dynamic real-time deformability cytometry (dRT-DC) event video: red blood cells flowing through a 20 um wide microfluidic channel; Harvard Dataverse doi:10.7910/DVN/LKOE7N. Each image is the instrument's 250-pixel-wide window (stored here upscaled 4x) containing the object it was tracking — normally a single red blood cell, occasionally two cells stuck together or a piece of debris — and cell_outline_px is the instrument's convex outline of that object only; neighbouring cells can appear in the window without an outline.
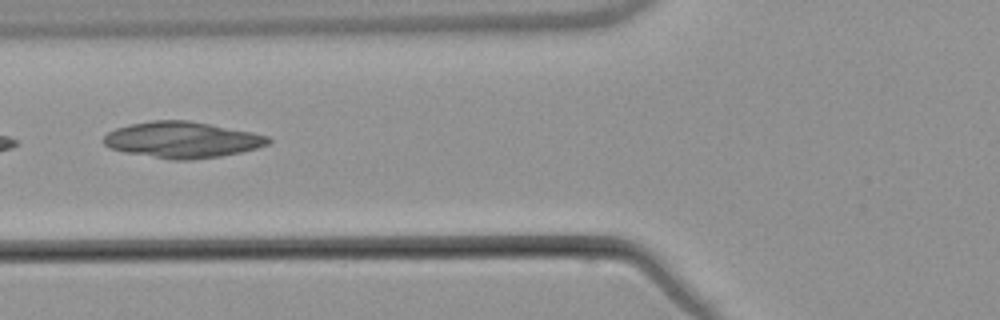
{"species": "common noctule bat (a hibernating species)", "species_latin": "Nyctalus noctula", "temperature_condition": "warm", "stored_images_in_passage": 6, "camera_frame_rate_fps": 3000, "um_per_image_px": 0.085, "animal": {"sex": "male", "body_mass_g": 21.5, "forearm_length_mm": 52.0}, "frame": {"image": 1, "passage_image": 6, "time_ms": 6.667, "image_size_px": [1000, 320], "cell_outline_px": [[272, 140], [268, 144], [256, 148], [240, 152], [220, 156], [192, 160], [172, 160], [124, 152], [108, 148], [104, 144], [104, 136], [108, 132], [116, 128], [128, 124], [152, 120], [188, 120], [252, 132], [268, 136]], "centroid_in_image_um": [15.46, 11.88], "position_along_channel_um": 110.3, "area_um2": 34.68}}